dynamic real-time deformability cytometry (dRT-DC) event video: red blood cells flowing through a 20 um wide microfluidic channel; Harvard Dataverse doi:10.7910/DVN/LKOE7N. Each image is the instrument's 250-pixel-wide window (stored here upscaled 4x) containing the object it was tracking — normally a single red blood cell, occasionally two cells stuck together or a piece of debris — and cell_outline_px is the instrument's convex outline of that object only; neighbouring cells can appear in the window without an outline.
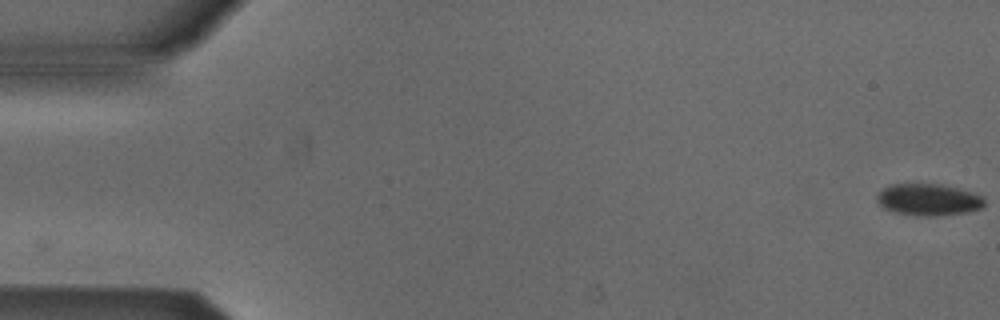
{"species": "Egyptian fruit bat (a non-hibernating species)", "species_latin": "Rousettus aegyptiacus", "temperature_condition": "cold", "stored_images_in_passage": 6, "camera_frame_rate_fps": 3000, "um_per_image_px": 0.085, "animal": {"sex": "male"}, "frame": {"image": 1, "passage_image": 1, "time_ms": 0.0, "image_size_px": [1000, 320], "cell_outline_px": [[984, 208], [968, 212], [936, 216], [916, 216], [896, 212], [884, 208], [876, 200], [876, 196], [884, 188], [892, 184], [940, 184], [960, 188], [976, 192], [984, 196]], "centroid_in_image_um": [78.98, 16.97], "position_along_channel_um": 6.0, "area_um2": 20.17}}